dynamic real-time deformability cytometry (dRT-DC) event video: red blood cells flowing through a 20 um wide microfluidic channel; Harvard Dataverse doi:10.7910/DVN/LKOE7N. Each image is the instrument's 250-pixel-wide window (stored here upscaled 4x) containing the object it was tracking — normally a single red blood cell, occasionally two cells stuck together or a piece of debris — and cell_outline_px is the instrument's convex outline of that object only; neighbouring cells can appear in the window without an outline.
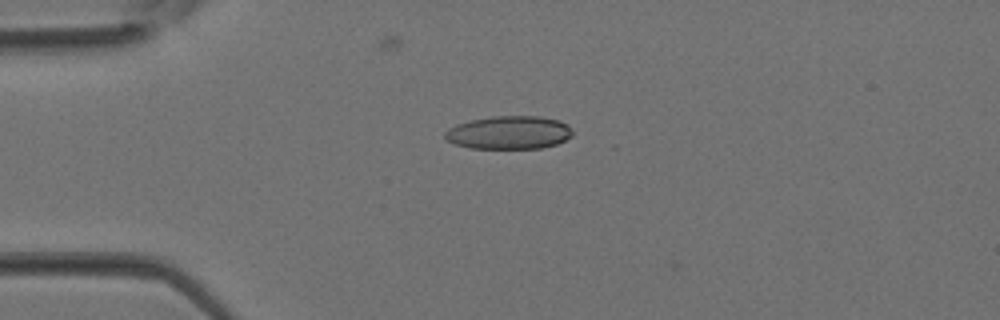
{"species": "Egyptian fruit bat (a non-hibernating species)", "species_latin": "Rousettus aegyptiacus", "temperature_condition": "room temperature", "stored_images_in_passage": 4, "camera_frame_rate_fps": 3000, "um_per_image_px": 0.085, "animal": {"sex": "female"}, "frame": {"image": 1, "passage_image": 1, "time_ms": 0.0, "image_size_px": [1000, 320], "cell_outline_px": [[572, 136], [556, 144], [540, 148], [472, 148], [456, 144], [448, 140], [444, 136], [444, 132], [448, 128], [456, 124], [472, 120], [492, 116], [540, 116], [560, 120], [568, 124], [572, 128]], "centroid_in_image_um": [43.29, 11.25], "position_along_channel_um": 41.7, "area_um2": 24.68}}